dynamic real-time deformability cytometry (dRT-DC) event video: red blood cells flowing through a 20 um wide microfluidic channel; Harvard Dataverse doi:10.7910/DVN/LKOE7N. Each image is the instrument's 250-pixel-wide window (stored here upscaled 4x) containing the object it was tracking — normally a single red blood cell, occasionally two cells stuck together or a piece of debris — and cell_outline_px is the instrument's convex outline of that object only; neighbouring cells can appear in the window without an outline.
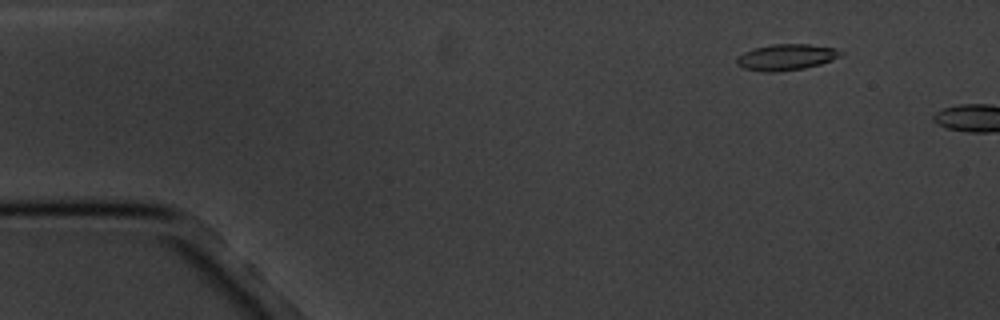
{"species": "common noctule bat (a hibernating species)", "species_latin": "Nyctalus noctula", "temperature_condition": "cold", "stored_images_in_passage": 3, "camera_frame_rate_fps": 3000, "um_per_image_px": 0.085, "animal": {"sex": "male", "body_mass_g": 20.1, "forearm_length_mm": 53.5}, "frame": {"image": 1, "passage_image": 2, "time_ms": 1.0, "image_size_px": [1000, 320], "cell_outline_px": [[844, 52], [840, 56], [832, 60], [820, 64], [804, 68], [772, 72], [764, 72], [744, 68], [736, 64], [736, 60], [744, 52], [756, 48], [772, 44], [808, 44], [836, 48]], "centroid_in_image_um": [66.86, 4.85], "position_along_channel_um": 18.1, "area_um2": 15.66}}